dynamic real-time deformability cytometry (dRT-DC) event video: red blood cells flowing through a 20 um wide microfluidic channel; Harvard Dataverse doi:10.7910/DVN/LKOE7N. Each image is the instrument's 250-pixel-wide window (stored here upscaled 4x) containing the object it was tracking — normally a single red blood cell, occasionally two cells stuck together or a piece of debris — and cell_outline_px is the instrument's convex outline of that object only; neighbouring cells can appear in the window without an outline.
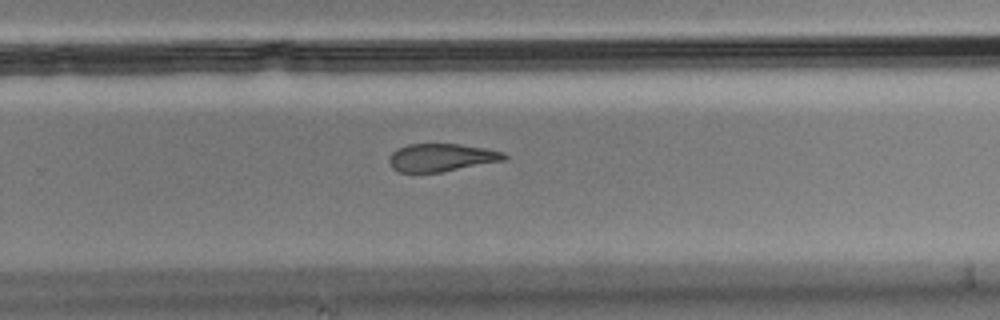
{"species": "Egyptian fruit bat (a non-hibernating species)", "species_latin": "Rousettus aegyptiacus", "temperature_condition": "cold", "stored_images_in_passage": 8, "camera_frame_rate_fps": 3000, "um_per_image_px": 0.085, "animal": {"sex": "male"}, "frame": {"image": 1, "passage_image": 8, "time_ms": 2.333, "image_size_px": [1000, 320], "cell_outline_px": [[508, 156], [504, 160], [440, 172], [400, 172], [392, 168], [388, 160], [388, 156], [396, 148], [408, 144], [460, 144], [488, 148], [504, 152]], "centroid_in_image_um": [37.5, 13.37], "position_along_channel_um": 292.3, "area_um2": 18.73}}